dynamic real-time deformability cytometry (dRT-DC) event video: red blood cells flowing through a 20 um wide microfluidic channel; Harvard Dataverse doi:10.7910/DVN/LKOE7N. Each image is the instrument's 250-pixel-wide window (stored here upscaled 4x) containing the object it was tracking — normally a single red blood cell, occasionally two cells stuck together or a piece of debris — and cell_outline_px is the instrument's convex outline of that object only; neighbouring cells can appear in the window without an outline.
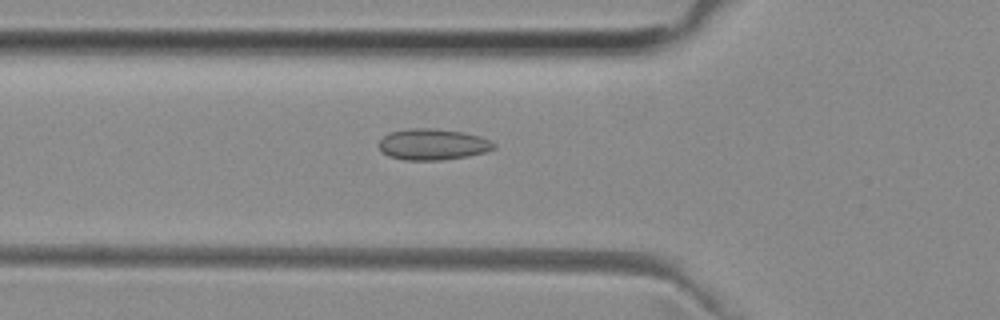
{"species": "common noctule bat (a hibernating species)", "species_latin": "Nyctalus noctula", "temperature_condition": "room temperature", "stored_images_in_passage": 36, "camera_frame_rate_fps": 3000, "um_per_image_px": 0.085, "animal": {"sex": "female", "body_mass_g": 29.2, "forearm_length_mm": 56.3}, "frame": {"image": 1, "passage_image": 2, "time_ms": 0.333, "image_size_px": [1000, 320], "cell_outline_px": [[496, 148], [484, 152], [468, 156], [440, 160], [404, 160], [388, 156], [376, 144], [388, 132], [408, 128], [432, 128], [464, 132], [480, 136], [496, 144]], "centroid_in_image_um": [36.76, 12.26], "position_along_channel_um": 89.0, "area_um2": 20.98}}
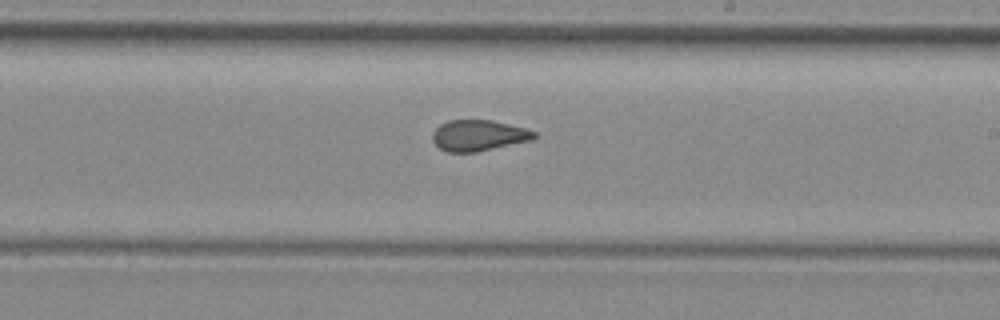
{"frame": {"image": 2, "passage_image": 14, "time_ms": 4.333, "image_size_px": [1000, 320], "cell_outline_px": [[540, 136], [532, 140], [476, 152], [448, 152], [440, 148], [432, 140], [432, 132], [440, 124], [448, 120], [492, 120], [524, 128], [536, 132]], "centroid_in_image_um": [40.69, 11.51], "position_along_channel_um": 248.3, "area_um2": 18.38}}
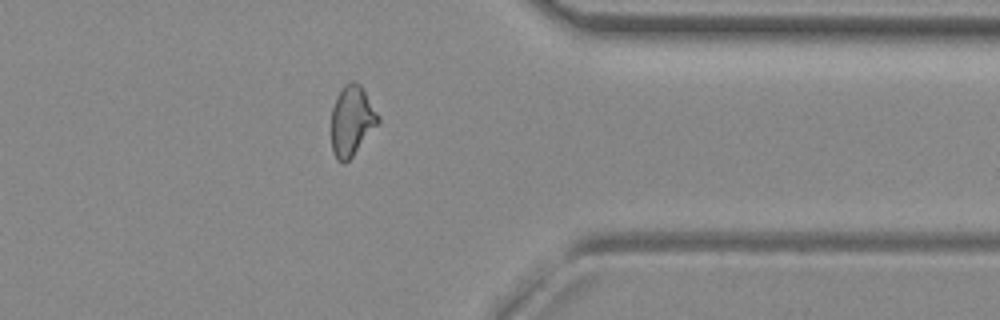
{"frame": {"image": 3, "passage_image": 25, "time_ms": 8.0, "image_size_px": [1000, 320], "cell_outline_px": [[380, 120], [352, 156], [344, 164], [336, 160], [332, 152], [332, 108], [336, 96], [344, 84], [352, 80], [360, 84], [364, 88], [380, 116]], "centroid_in_image_um": [29.89, 10.23], "position_along_channel_um": 381.5, "area_um2": 19.13}}